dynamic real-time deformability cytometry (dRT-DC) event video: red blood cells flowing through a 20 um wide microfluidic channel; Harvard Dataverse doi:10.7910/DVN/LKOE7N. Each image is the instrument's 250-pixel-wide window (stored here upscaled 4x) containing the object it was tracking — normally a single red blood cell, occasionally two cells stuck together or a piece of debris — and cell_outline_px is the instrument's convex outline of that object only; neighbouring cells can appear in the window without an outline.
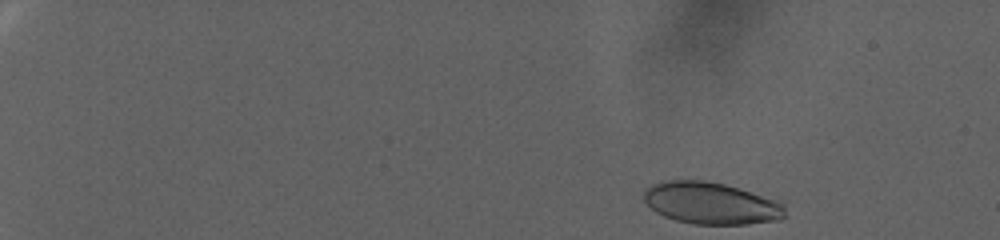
{"species": "human", "species_latin": "Homo sapiens", "temperature_condition": "warm", "stored_images_in_passage": 83, "camera_frame_rate_fps": 3000, "um_per_image_px": 0.085, "donor": {"sex": "female"}, "frame": {"image": 1, "passage_image": 2, "time_ms": 0.333, "image_size_px": [1000, 240], "cell_outline_px": [[788, 216], [780, 220], [748, 224], [692, 224], [676, 220], [664, 216], [656, 212], [644, 200], [644, 192], [652, 184], [664, 180], [704, 180], [724, 184], [740, 188], [776, 200], [784, 204]], "centroid_in_image_um": [60.48, 17.28], "position_along_channel_um": 24.5, "area_um2": 34.68}}
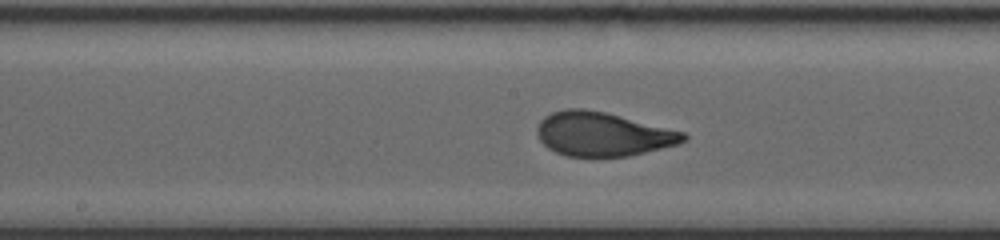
{"frame": {"image": 2, "passage_image": 45, "time_ms": 14.667, "image_size_px": [1000, 240], "cell_outline_px": [[688, 136], [680, 144], [628, 156], [600, 160], [568, 156], [556, 152], [548, 148], [540, 140], [536, 132], [536, 128], [540, 120], [544, 116], [552, 112], [564, 108], [584, 108], [604, 112], [684, 132]], "centroid_in_image_um": [51.19, 11.44], "position_along_channel_um": 197.0, "area_um2": 38.21}}
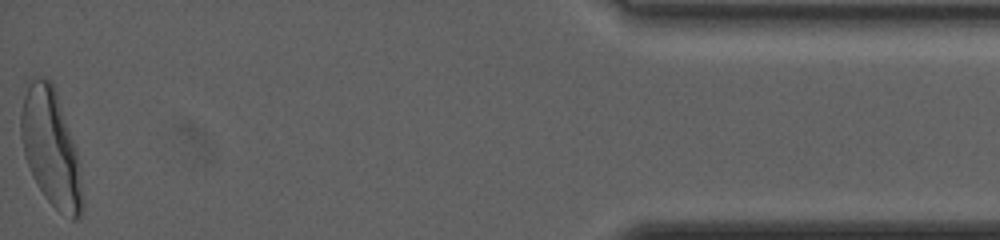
{"frame": {"image": 3, "passage_image": 83, "time_ms": 27.333, "image_size_px": [1000, 240], "cell_outline_px": [[84, 208], [80, 216], [76, 220], [72, 220], [60, 212], [44, 196], [24, 156], [20, 136], [20, 116], [24, 96], [28, 84], [32, 80], [40, 76], [44, 76], [52, 80], [76, 148], [80, 164], [84, 200]], "centroid_in_image_um": [4.35, 12.59], "position_along_channel_um": 430.8, "area_um2": 41.96}, "authors_computed_cell_mechanics": {"area_um2": 37.0498, "velocity_mm_per_s": 2.3545, "shape_relaxation_time_tau1_ms": 5.5504, "shape_relaxation_time_tau2_ms": null, "deformation_change_tau1": 0.2, "deformation_change_tau2": null}}